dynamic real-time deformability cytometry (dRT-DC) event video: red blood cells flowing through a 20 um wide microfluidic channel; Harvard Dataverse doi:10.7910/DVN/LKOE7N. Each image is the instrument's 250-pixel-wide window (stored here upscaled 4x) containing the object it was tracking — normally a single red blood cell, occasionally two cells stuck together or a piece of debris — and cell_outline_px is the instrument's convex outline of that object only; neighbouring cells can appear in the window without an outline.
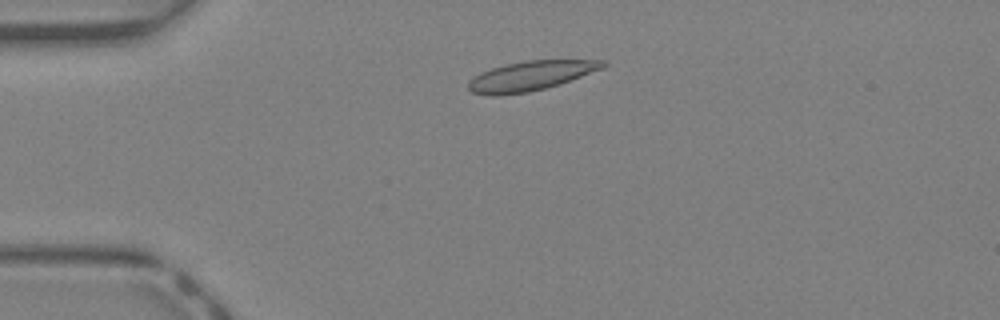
{"species": "Egyptian fruit bat (a non-hibernating species)", "species_latin": "Rousettus aegyptiacus", "temperature_condition": "warm", "stored_images_in_passage": 39, "camera_frame_rate_fps": 3000, "um_per_image_px": 0.085, "animal": {"sex": "female"}, "frame": {"image": 1, "passage_image": 7, "time_ms": 2.0, "image_size_px": [1000, 320], "cell_outline_px": [[608, 64], [604, 68], [560, 84], [528, 92], [500, 96], [488, 96], [472, 92], [468, 88], [468, 80], [480, 72], [492, 68], [508, 64], [528, 60], [608, 60]], "centroid_in_image_um": [45.11, 6.45], "position_along_channel_um": 39.9, "area_um2": 23.29}}
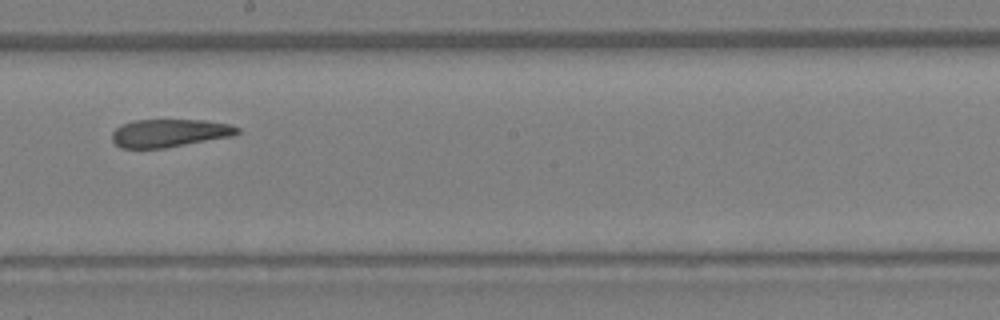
{"frame": {"image": 2, "passage_image": 21, "time_ms": 6.667, "image_size_px": [1000, 320], "cell_outline_px": [[240, 132], [232, 136], [164, 148], [120, 148], [112, 140], [112, 132], [116, 128], [132, 120], [204, 120], [228, 124], [240, 128]], "centroid_in_image_um": [14.39, 11.31], "position_along_channel_um": 233.8, "area_um2": 20.29}}
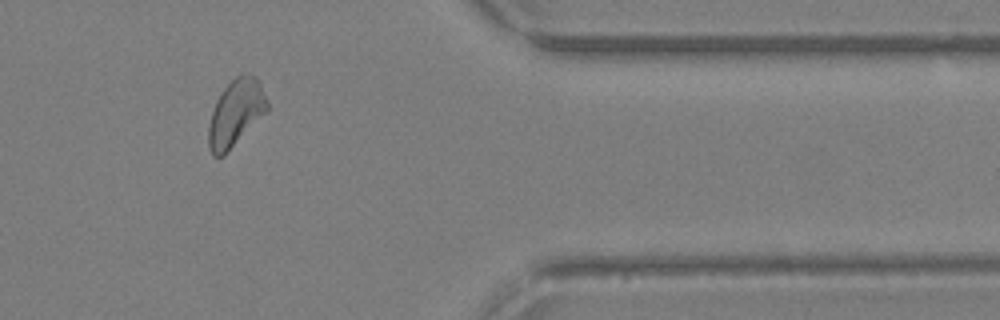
{"frame": {"image": 3, "passage_image": 32, "time_ms": 10.333, "image_size_px": [1000, 320], "cell_outline_px": [[268, 112], [224, 156], [212, 156], [208, 148], [208, 124], [216, 100], [224, 88], [236, 76], [256, 76], [260, 84], [268, 104]], "centroid_in_image_um": [20.03, 9.67], "position_along_channel_um": 391.4, "area_um2": 22.77}, "authors_computed_cell_mechanics": {"area_um2": 22.5998, "velocity_mm_per_s": 4.8784, "shape_relaxation_time_tau1_ms": null, "shape_relaxation_time_tau2_ms": 1.8403, "deformation_change_tau1": null, "deformation_change_tau2": 0.0843}}